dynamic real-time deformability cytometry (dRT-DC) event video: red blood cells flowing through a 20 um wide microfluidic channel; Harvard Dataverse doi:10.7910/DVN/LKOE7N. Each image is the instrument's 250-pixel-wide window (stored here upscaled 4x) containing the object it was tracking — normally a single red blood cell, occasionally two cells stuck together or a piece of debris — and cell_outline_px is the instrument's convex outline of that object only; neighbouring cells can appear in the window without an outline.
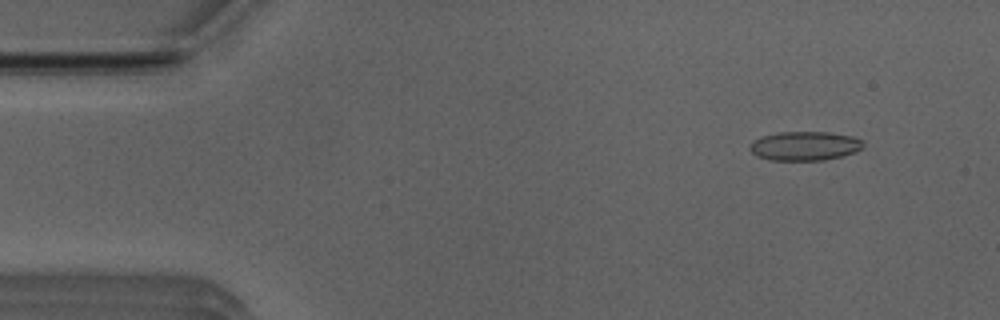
{"species": "Egyptian fruit bat (a non-hibernating species)", "species_latin": "Rousettus aegyptiacus", "temperature_condition": "room temperature", "stored_images_in_passage": 19, "camera_frame_rate_fps": 3000, "um_per_image_px": 0.085, "animal": {"sex": "male"}, "frame": {"image": 1, "passage_image": 5, "time_ms": 1.333, "image_size_px": [1000, 320], "cell_outline_px": [[864, 144], [856, 152], [824, 160], [772, 160], [756, 156], [748, 148], [752, 140], [760, 136], [776, 132], [828, 132], [852, 136], [860, 140]], "centroid_in_image_um": [68.34, 12.4], "position_along_channel_um": 16.7, "area_um2": 19.25}}
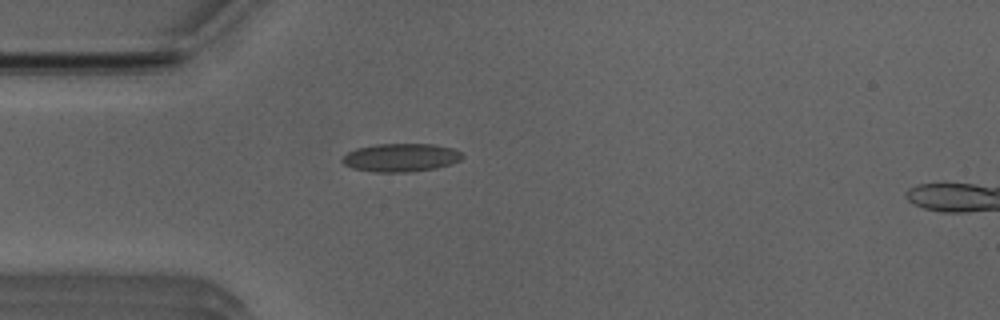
{"frame": {"image": 2, "passage_image": 14, "time_ms": 4.333, "image_size_px": [1000, 320], "cell_outline_px": [[464, 156], [460, 160], [452, 164], [436, 168], [412, 172], [372, 172], [352, 168], [344, 164], [340, 160], [348, 152], [356, 148], [376, 144], [432, 144], [452, 148], [460, 152]], "centroid_in_image_um": [34.06, 13.4], "position_along_channel_um": 50.9, "area_um2": 19.88}}